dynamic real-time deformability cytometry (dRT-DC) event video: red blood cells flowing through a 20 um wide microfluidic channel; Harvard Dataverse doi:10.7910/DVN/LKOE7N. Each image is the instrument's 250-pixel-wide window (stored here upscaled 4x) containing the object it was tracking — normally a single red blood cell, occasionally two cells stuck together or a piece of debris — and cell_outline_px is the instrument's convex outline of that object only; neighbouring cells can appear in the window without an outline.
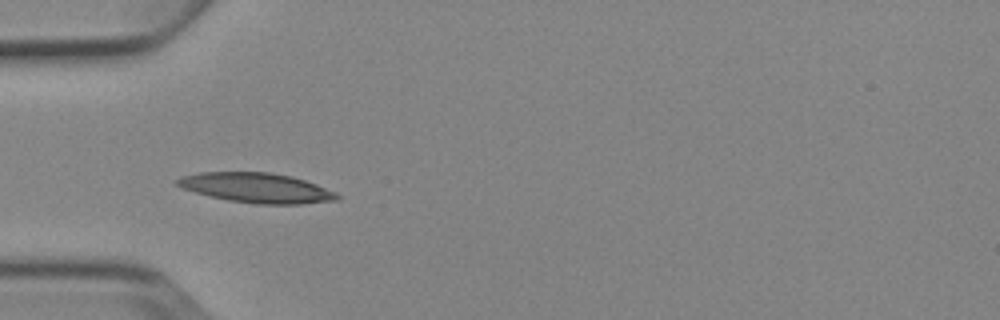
{"species": "Egyptian fruit bat (a non-hibernating species)", "species_latin": "Rousettus aegyptiacus", "temperature_condition": "cold", "stored_images_in_passage": 2, "camera_frame_rate_fps": 3000, "um_per_image_px": 0.085, "animal": {"sex": "female"}, "frame": {"image": 1, "passage_image": 1, "time_ms": 0.0, "image_size_px": [1000, 320], "cell_outline_px": [[340, 200], [300, 204], [256, 204], [228, 200], [180, 188], [172, 180], [180, 176], [200, 172], [268, 172], [292, 176], [316, 184], [336, 192], [340, 196]], "centroid_in_image_um": [21.79, 15.96], "position_along_channel_um": 63.2, "area_um2": 27.92}}
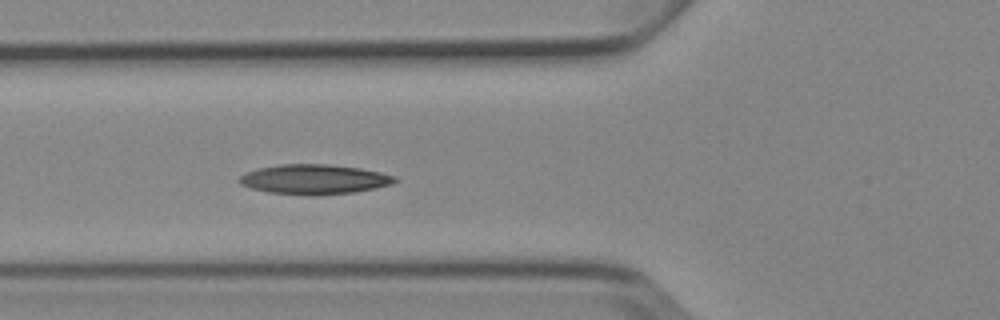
{"frame": {"image": 2, "passage_image": 2, "time_ms": 1.0, "image_size_px": [1000, 320], "cell_outline_px": [[400, 180], [392, 184], [376, 188], [352, 192], [312, 196], [268, 192], [252, 188], [240, 184], [236, 180], [244, 172], [260, 168], [280, 164], [328, 164], [360, 168], [380, 172], [396, 176]], "centroid_in_image_um": [26.71, 15.24], "position_along_channel_um": 99.1, "area_um2": 27.17}}